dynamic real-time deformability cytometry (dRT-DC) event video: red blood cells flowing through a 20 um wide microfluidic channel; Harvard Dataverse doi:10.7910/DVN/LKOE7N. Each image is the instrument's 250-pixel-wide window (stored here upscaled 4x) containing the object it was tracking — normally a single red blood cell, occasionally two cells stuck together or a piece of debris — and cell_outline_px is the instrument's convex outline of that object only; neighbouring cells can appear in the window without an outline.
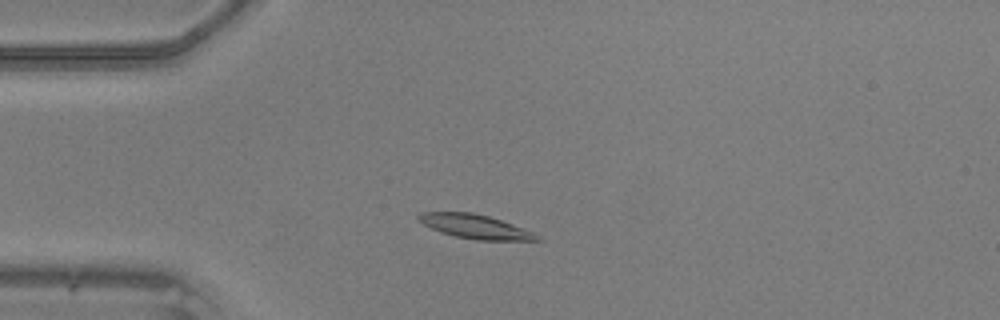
{"species": "common noctule bat (a hibernating species)", "species_latin": "Nyctalus noctula", "temperature_condition": "warm", "stored_images_in_passage": 41, "camera_frame_rate_fps": 3000, "um_per_image_px": 0.085, "animal": {"sex": "male", "body_mass_g": 20.5, "forearm_length_mm": 52.5}, "frame": {"image": 1, "passage_image": 5, "time_ms": 1.333, "image_size_px": [1000, 320], "cell_outline_px": [[540, 240], [476, 240], [456, 236], [440, 232], [416, 220], [416, 216], [420, 212], [472, 212], [488, 216], [512, 224], [532, 232], [540, 236]], "centroid_in_image_um": [40.33, 19.25], "position_along_channel_um": 44.7, "area_um2": 16.42}}
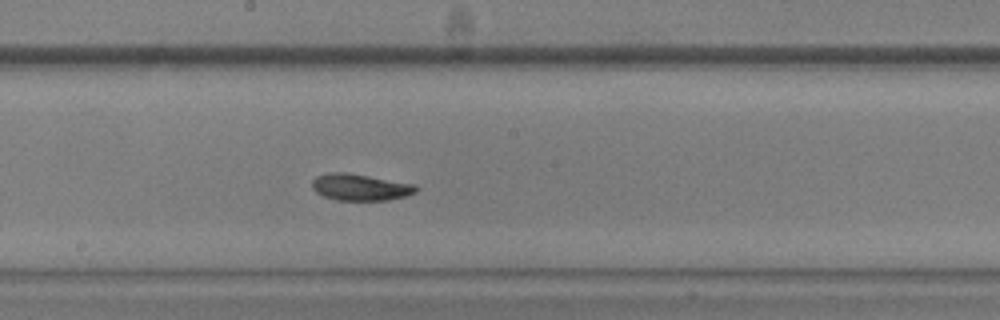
{"frame": {"image": 2, "passage_image": 19, "time_ms": 6.0, "image_size_px": [1000, 320], "cell_outline_px": [[420, 188], [416, 192], [404, 196], [388, 200], [336, 200], [324, 196], [316, 192], [312, 188], [312, 180], [316, 176], [328, 172], [344, 172], [416, 184]], "centroid_in_image_um": [30.62, 15.91], "position_along_channel_um": 217.6, "area_um2": 16.13}}
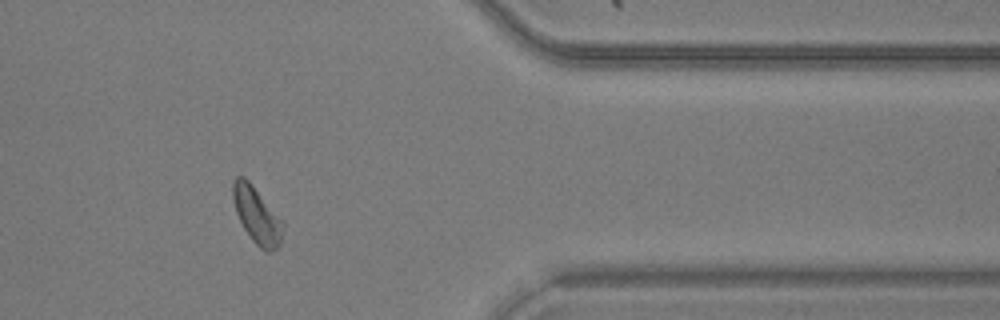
{"frame": {"image": 3, "passage_image": 33, "time_ms": 10.667, "image_size_px": [1000, 320], "cell_outline_px": [[284, 220], [280, 244], [276, 248], [268, 252], [260, 248], [252, 240], [244, 228], [236, 212], [232, 196], [232, 184], [236, 176], [244, 176], [248, 180]], "centroid_in_image_um": [21.84, 18.28], "position_along_channel_um": 389.6, "area_um2": 16.42}}